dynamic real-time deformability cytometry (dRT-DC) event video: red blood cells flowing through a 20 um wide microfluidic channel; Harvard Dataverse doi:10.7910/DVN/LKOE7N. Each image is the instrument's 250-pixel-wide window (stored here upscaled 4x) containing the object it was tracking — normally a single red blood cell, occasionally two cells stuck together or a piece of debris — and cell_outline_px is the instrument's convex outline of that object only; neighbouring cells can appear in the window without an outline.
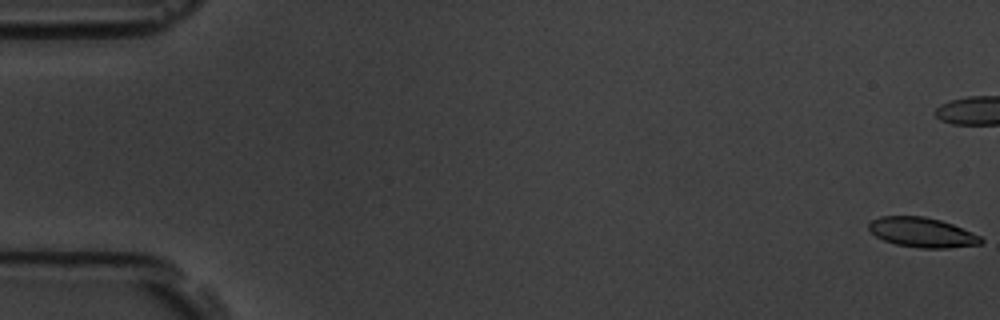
{"species": "common noctule bat (a hibernating species)", "species_latin": "Nyctalus noctula", "temperature_condition": "room temperature", "stored_images_in_passage": 59, "camera_frame_rate_fps": 3000, "um_per_image_px": 0.085, "animal": {"sex": "male", "body_mass_g": 19.5, "forearm_length_mm": 54.6}, "frame": {"image": 1, "passage_image": 1, "time_ms": 0.0, "image_size_px": [1000, 320], "cell_outline_px": [[984, 240], [980, 244], [948, 248], [920, 248], [896, 244], [884, 240], [876, 236], [868, 228], [868, 224], [872, 220], [880, 216], [924, 216], [940, 220], [952, 224], [980, 236]], "centroid_in_image_um": [78.37, 19.75], "position_along_channel_um": 6.6, "area_um2": 19.31}}
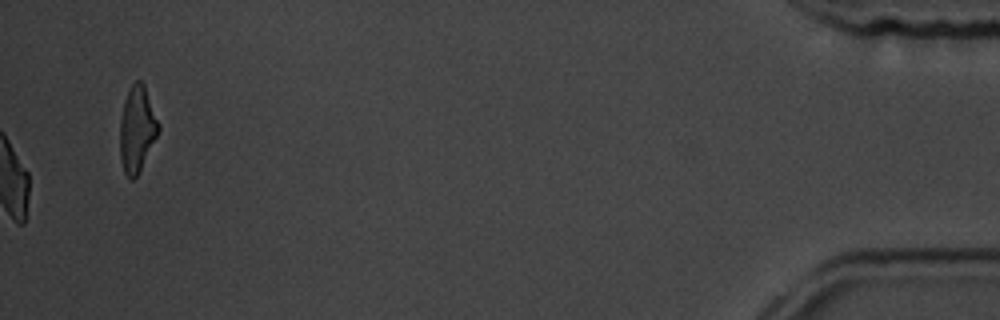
{"frame": {"image": 2, "passage_image": 59, "time_ms": 19.333, "image_size_px": [1000, 320], "cell_outline_px": [[160, 128], [140, 172], [132, 180], [128, 180], [124, 172], [120, 160], [120, 120], [124, 100], [128, 88], [136, 80], [140, 80], [144, 84], [160, 124]], "centroid_in_image_um": [11.64, 10.98], "position_along_channel_um": 423.6, "area_um2": 19.48}, "authors_computed_cell_mechanics": {"area_um2": 20.8658, "velocity_mm_per_s": 3.5624, "shape_relaxation_time_tau1_ms": 8.2216, "shape_relaxation_time_tau2_ms": 2.4259, "deformation_change_tau1": 0.1807, "deformation_change_tau2": 0.0852}}